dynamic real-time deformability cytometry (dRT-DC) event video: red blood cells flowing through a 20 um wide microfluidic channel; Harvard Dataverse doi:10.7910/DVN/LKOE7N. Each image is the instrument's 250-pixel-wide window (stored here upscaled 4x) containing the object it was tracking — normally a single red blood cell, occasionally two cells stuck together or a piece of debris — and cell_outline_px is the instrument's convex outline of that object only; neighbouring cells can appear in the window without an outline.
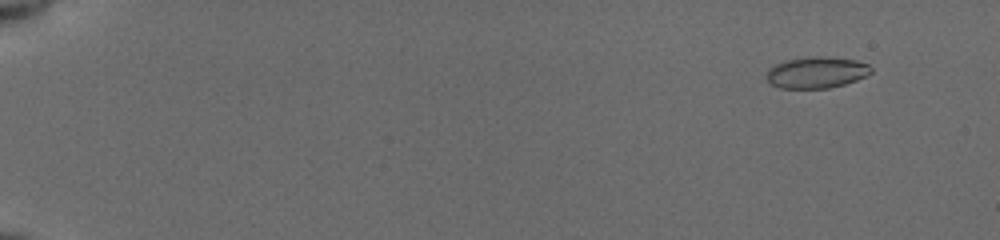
{"species": "common noctule bat (a hibernating species)", "species_latin": "Nyctalus noctula", "temperature_condition": "cold", "stored_images_in_passage": 18, "camera_frame_rate_fps": 3000, "um_per_image_px": 0.085, "animal": {"sex": "female", "body_mass_g": 19.5, "forearm_length_mm": 54.1}, "frame": {"image": 1, "passage_image": 6, "time_ms": 1.667, "image_size_px": [1000, 240], "cell_outline_px": [[872, 72], [856, 80], [844, 84], [828, 88], [780, 88], [772, 84], [764, 76], [768, 68], [784, 60], [812, 56], [824, 56], [856, 60], [868, 64], [872, 68]], "centroid_in_image_um": [69.37, 6.15], "position_along_channel_um": 15.6, "area_um2": 19.19}}